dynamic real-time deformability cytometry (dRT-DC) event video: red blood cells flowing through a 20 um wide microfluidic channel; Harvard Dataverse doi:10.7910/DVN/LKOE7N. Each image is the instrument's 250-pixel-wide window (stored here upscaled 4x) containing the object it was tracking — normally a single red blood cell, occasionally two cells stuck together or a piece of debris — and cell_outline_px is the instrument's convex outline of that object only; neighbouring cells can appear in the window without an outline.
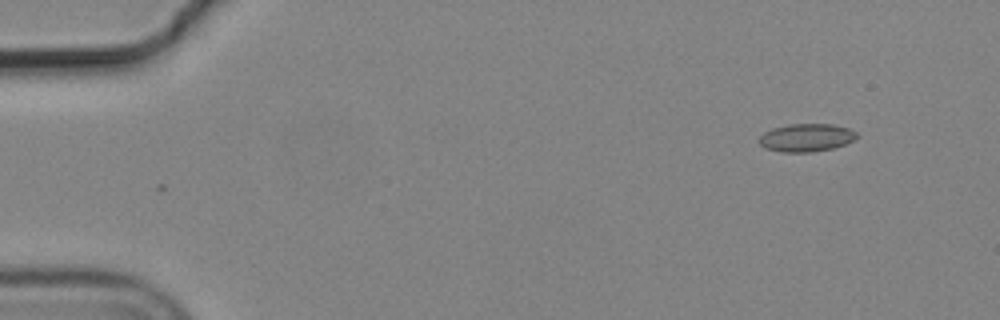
{"species": "common noctule bat (a hibernating species)", "species_latin": "Nyctalus noctula", "temperature_condition": "cold", "stored_images_in_passage": 2, "camera_frame_rate_fps": 3000, "um_per_image_px": 0.085, "animal": {"sex": "male", "body_mass_g": 19.2, "forearm_length_mm": 51.8}, "frame": {"image": 1, "passage_image": 2, "time_ms": 0.333, "image_size_px": [1000, 320], "cell_outline_px": [[860, 136], [856, 140], [832, 148], [812, 152], [780, 152], [764, 148], [760, 144], [760, 136], [764, 132], [772, 128], [788, 124], [832, 124], [848, 128], [856, 132]], "centroid_in_image_um": [68.55, 11.7], "position_along_channel_um": 16.4, "area_um2": 16.01}}